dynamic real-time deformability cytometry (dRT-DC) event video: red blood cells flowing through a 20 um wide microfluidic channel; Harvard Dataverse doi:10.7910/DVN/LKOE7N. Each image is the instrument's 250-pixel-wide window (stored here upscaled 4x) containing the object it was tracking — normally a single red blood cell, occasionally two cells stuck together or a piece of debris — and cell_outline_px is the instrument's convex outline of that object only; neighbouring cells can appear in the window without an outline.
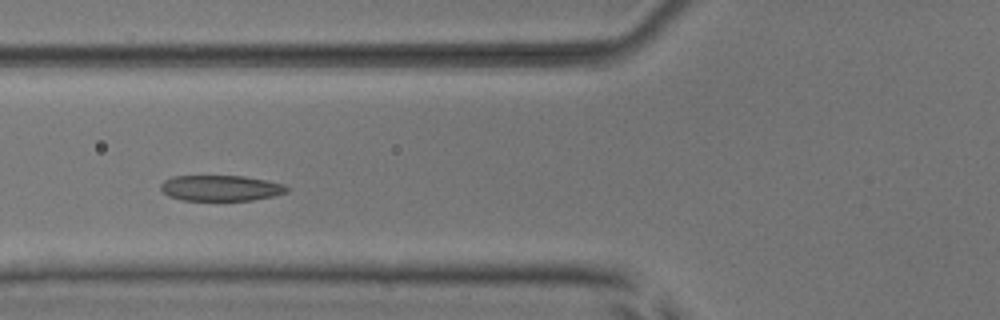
{"species": "common noctule bat (a hibernating species)", "species_latin": "Nyctalus noctula", "temperature_condition": "room temperature", "stored_images_in_passage": 5, "camera_frame_rate_fps": 3000, "um_per_image_px": 0.085, "animal": {"sex": "male", "body_mass_g": 17.9, "forearm_length_mm": 54.2}, "frame": {"image": 1, "passage_image": 3, "time_ms": 2.333, "image_size_px": [1000, 320], "cell_outline_px": [[292, 188], [288, 192], [272, 196], [252, 200], [180, 200], [168, 196], [160, 188], [160, 184], [164, 180], [172, 176], [244, 176], [284, 184]], "centroid_in_image_um": [18.76, 15.98], "position_along_channel_um": 107.0, "area_um2": 18.96}}
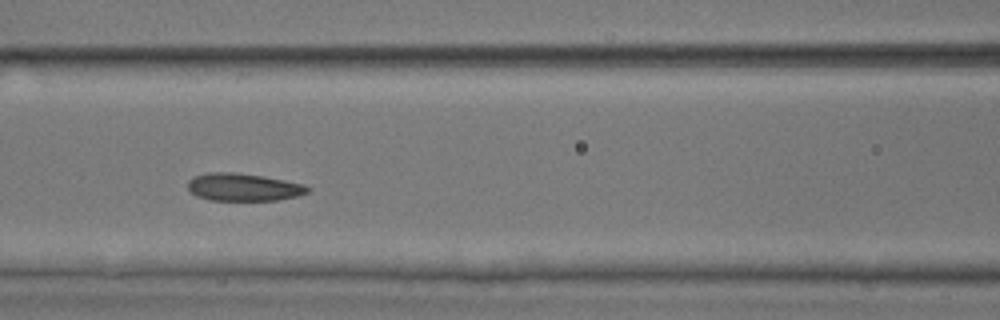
{"frame": {"image": 2, "passage_image": 4, "time_ms": 3.333, "image_size_px": [1000, 320], "cell_outline_px": [[312, 188], [308, 192], [296, 196], [276, 200], [208, 200], [196, 196], [188, 188], [188, 180], [196, 176], [208, 172], [232, 172], [260, 176], [304, 184]], "centroid_in_image_um": [20.67, 15.91], "position_along_channel_um": 145.9, "area_um2": 19.07}}
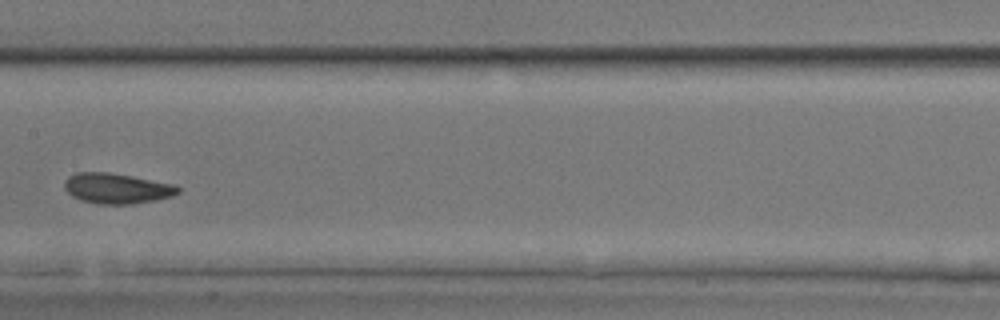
{"frame": {"image": 3, "passage_image": 5, "time_ms": 4.667, "image_size_px": [1000, 320], "cell_outline_px": [[180, 192], [172, 196], [156, 200], [132, 204], [96, 204], [80, 200], [72, 196], [64, 188], [64, 180], [68, 176], [76, 172], [108, 172], [132, 176], [172, 184], [180, 188]], "centroid_in_image_um": [9.89, 16.01], "position_along_channel_um": 197.5, "area_um2": 20.17}}